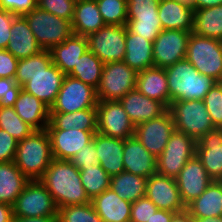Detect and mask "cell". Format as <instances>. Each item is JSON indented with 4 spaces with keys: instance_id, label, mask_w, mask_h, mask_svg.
Masks as SVG:
<instances>
[{
    "instance_id": "obj_21",
    "label": "cell",
    "mask_w": 222,
    "mask_h": 222,
    "mask_svg": "<svg viewBox=\"0 0 222 222\" xmlns=\"http://www.w3.org/2000/svg\"><path fill=\"white\" fill-rule=\"evenodd\" d=\"M119 101L135 126L162 115L168 109L162 102L150 99L137 89L129 91Z\"/></svg>"
},
{
    "instance_id": "obj_33",
    "label": "cell",
    "mask_w": 222,
    "mask_h": 222,
    "mask_svg": "<svg viewBox=\"0 0 222 222\" xmlns=\"http://www.w3.org/2000/svg\"><path fill=\"white\" fill-rule=\"evenodd\" d=\"M97 130V108H88L72 113H50L46 129Z\"/></svg>"
},
{
    "instance_id": "obj_40",
    "label": "cell",
    "mask_w": 222,
    "mask_h": 222,
    "mask_svg": "<svg viewBox=\"0 0 222 222\" xmlns=\"http://www.w3.org/2000/svg\"><path fill=\"white\" fill-rule=\"evenodd\" d=\"M57 222H103V220L90 202L58 208Z\"/></svg>"
},
{
    "instance_id": "obj_4",
    "label": "cell",
    "mask_w": 222,
    "mask_h": 222,
    "mask_svg": "<svg viewBox=\"0 0 222 222\" xmlns=\"http://www.w3.org/2000/svg\"><path fill=\"white\" fill-rule=\"evenodd\" d=\"M168 109L175 129L196 141L216 129L203 100L173 101Z\"/></svg>"
},
{
    "instance_id": "obj_28",
    "label": "cell",
    "mask_w": 222,
    "mask_h": 222,
    "mask_svg": "<svg viewBox=\"0 0 222 222\" xmlns=\"http://www.w3.org/2000/svg\"><path fill=\"white\" fill-rule=\"evenodd\" d=\"M152 47L153 42L140 35L129 32L126 28V54L123 61L130 68L140 72L147 68L154 67Z\"/></svg>"
},
{
    "instance_id": "obj_42",
    "label": "cell",
    "mask_w": 222,
    "mask_h": 222,
    "mask_svg": "<svg viewBox=\"0 0 222 222\" xmlns=\"http://www.w3.org/2000/svg\"><path fill=\"white\" fill-rule=\"evenodd\" d=\"M126 28L129 32L140 35L153 42L162 31L158 17H127Z\"/></svg>"
},
{
    "instance_id": "obj_52",
    "label": "cell",
    "mask_w": 222,
    "mask_h": 222,
    "mask_svg": "<svg viewBox=\"0 0 222 222\" xmlns=\"http://www.w3.org/2000/svg\"><path fill=\"white\" fill-rule=\"evenodd\" d=\"M16 15L0 9V49H6L11 36V25Z\"/></svg>"
},
{
    "instance_id": "obj_3",
    "label": "cell",
    "mask_w": 222,
    "mask_h": 222,
    "mask_svg": "<svg viewBox=\"0 0 222 222\" xmlns=\"http://www.w3.org/2000/svg\"><path fill=\"white\" fill-rule=\"evenodd\" d=\"M53 159L46 129L35 130L18 141L14 163L29 180H39Z\"/></svg>"
},
{
    "instance_id": "obj_57",
    "label": "cell",
    "mask_w": 222,
    "mask_h": 222,
    "mask_svg": "<svg viewBox=\"0 0 222 222\" xmlns=\"http://www.w3.org/2000/svg\"><path fill=\"white\" fill-rule=\"evenodd\" d=\"M197 10L222 5V0H196Z\"/></svg>"
},
{
    "instance_id": "obj_59",
    "label": "cell",
    "mask_w": 222,
    "mask_h": 222,
    "mask_svg": "<svg viewBox=\"0 0 222 222\" xmlns=\"http://www.w3.org/2000/svg\"><path fill=\"white\" fill-rule=\"evenodd\" d=\"M194 222H222V216L193 217Z\"/></svg>"
},
{
    "instance_id": "obj_5",
    "label": "cell",
    "mask_w": 222,
    "mask_h": 222,
    "mask_svg": "<svg viewBox=\"0 0 222 222\" xmlns=\"http://www.w3.org/2000/svg\"><path fill=\"white\" fill-rule=\"evenodd\" d=\"M186 59L202 75L222 81V41L191 32Z\"/></svg>"
},
{
    "instance_id": "obj_56",
    "label": "cell",
    "mask_w": 222,
    "mask_h": 222,
    "mask_svg": "<svg viewBox=\"0 0 222 222\" xmlns=\"http://www.w3.org/2000/svg\"><path fill=\"white\" fill-rule=\"evenodd\" d=\"M171 222H194L193 217L185 210L179 213H176Z\"/></svg>"
},
{
    "instance_id": "obj_6",
    "label": "cell",
    "mask_w": 222,
    "mask_h": 222,
    "mask_svg": "<svg viewBox=\"0 0 222 222\" xmlns=\"http://www.w3.org/2000/svg\"><path fill=\"white\" fill-rule=\"evenodd\" d=\"M43 50L50 51L73 34L72 22L36 7L23 15Z\"/></svg>"
},
{
    "instance_id": "obj_35",
    "label": "cell",
    "mask_w": 222,
    "mask_h": 222,
    "mask_svg": "<svg viewBox=\"0 0 222 222\" xmlns=\"http://www.w3.org/2000/svg\"><path fill=\"white\" fill-rule=\"evenodd\" d=\"M192 33L222 41V5L194 12Z\"/></svg>"
},
{
    "instance_id": "obj_15",
    "label": "cell",
    "mask_w": 222,
    "mask_h": 222,
    "mask_svg": "<svg viewBox=\"0 0 222 222\" xmlns=\"http://www.w3.org/2000/svg\"><path fill=\"white\" fill-rule=\"evenodd\" d=\"M212 181L197 155L189 159L176 178L185 207L199 197Z\"/></svg>"
},
{
    "instance_id": "obj_41",
    "label": "cell",
    "mask_w": 222,
    "mask_h": 222,
    "mask_svg": "<svg viewBox=\"0 0 222 222\" xmlns=\"http://www.w3.org/2000/svg\"><path fill=\"white\" fill-rule=\"evenodd\" d=\"M96 3L106 25H126L127 0H96Z\"/></svg>"
},
{
    "instance_id": "obj_36",
    "label": "cell",
    "mask_w": 222,
    "mask_h": 222,
    "mask_svg": "<svg viewBox=\"0 0 222 222\" xmlns=\"http://www.w3.org/2000/svg\"><path fill=\"white\" fill-rule=\"evenodd\" d=\"M104 63L91 51L87 50L80 58L69 76L97 89Z\"/></svg>"
},
{
    "instance_id": "obj_32",
    "label": "cell",
    "mask_w": 222,
    "mask_h": 222,
    "mask_svg": "<svg viewBox=\"0 0 222 222\" xmlns=\"http://www.w3.org/2000/svg\"><path fill=\"white\" fill-rule=\"evenodd\" d=\"M29 179L12 162L0 163V203L13 205Z\"/></svg>"
},
{
    "instance_id": "obj_53",
    "label": "cell",
    "mask_w": 222,
    "mask_h": 222,
    "mask_svg": "<svg viewBox=\"0 0 222 222\" xmlns=\"http://www.w3.org/2000/svg\"><path fill=\"white\" fill-rule=\"evenodd\" d=\"M58 216L20 217L13 216L12 222H57Z\"/></svg>"
},
{
    "instance_id": "obj_13",
    "label": "cell",
    "mask_w": 222,
    "mask_h": 222,
    "mask_svg": "<svg viewBox=\"0 0 222 222\" xmlns=\"http://www.w3.org/2000/svg\"><path fill=\"white\" fill-rule=\"evenodd\" d=\"M191 32L174 29L160 31L153 41L154 67L165 69L185 59Z\"/></svg>"
},
{
    "instance_id": "obj_47",
    "label": "cell",
    "mask_w": 222,
    "mask_h": 222,
    "mask_svg": "<svg viewBox=\"0 0 222 222\" xmlns=\"http://www.w3.org/2000/svg\"><path fill=\"white\" fill-rule=\"evenodd\" d=\"M21 89L15 79L0 78V106L13 107Z\"/></svg>"
},
{
    "instance_id": "obj_38",
    "label": "cell",
    "mask_w": 222,
    "mask_h": 222,
    "mask_svg": "<svg viewBox=\"0 0 222 222\" xmlns=\"http://www.w3.org/2000/svg\"><path fill=\"white\" fill-rule=\"evenodd\" d=\"M80 177L83 187L90 200L110 188V176L100 166L82 167Z\"/></svg>"
},
{
    "instance_id": "obj_22",
    "label": "cell",
    "mask_w": 222,
    "mask_h": 222,
    "mask_svg": "<svg viewBox=\"0 0 222 222\" xmlns=\"http://www.w3.org/2000/svg\"><path fill=\"white\" fill-rule=\"evenodd\" d=\"M96 154L100 166L110 177L116 176L124 171L123 147L124 140L111 138L96 132L93 136Z\"/></svg>"
},
{
    "instance_id": "obj_2",
    "label": "cell",
    "mask_w": 222,
    "mask_h": 222,
    "mask_svg": "<svg viewBox=\"0 0 222 222\" xmlns=\"http://www.w3.org/2000/svg\"><path fill=\"white\" fill-rule=\"evenodd\" d=\"M169 88V106L173 101L203 100L216 83L200 74L185 58L165 68Z\"/></svg>"
},
{
    "instance_id": "obj_39",
    "label": "cell",
    "mask_w": 222,
    "mask_h": 222,
    "mask_svg": "<svg viewBox=\"0 0 222 222\" xmlns=\"http://www.w3.org/2000/svg\"><path fill=\"white\" fill-rule=\"evenodd\" d=\"M0 129L7 131L17 141L29 136L35 129L24 122L15 112L14 107L0 106Z\"/></svg>"
},
{
    "instance_id": "obj_54",
    "label": "cell",
    "mask_w": 222,
    "mask_h": 222,
    "mask_svg": "<svg viewBox=\"0 0 222 222\" xmlns=\"http://www.w3.org/2000/svg\"><path fill=\"white\" fill-rule=\"evenodd\" d=\"M175 212L158 209L149 222H171Z\"/></svg>"
},
{
    "instance_id": "obj_55",
    "label": "cell",
    "mask_w": 222,
    "mask_h": 222,
    "mask_svg": "<svg viewBox=\"0 0 222 222\" xmlns=\"http://www.w3.org/2000/svg\"><path fill=\"white\" fill-rule=\"evenodd\" d=\"M14 216L12 206L0 203V222H12Z\"/></svg>"
},
{
    "instance_id": "obj_50",
    "label": "cell",
    "mask_w": 222,
    "mask_h": 222,
    "mask_svg": "<svg viewBox=\"0 0 222 222\" xmlns=\"http://www.w3.org/2000/svg\"><path fill=\"white\" fill-rule=\"evenodd\" d=\"M38 7V0H0V9L16 16L25 15Z\"/></svg>"
},
{
    "instance_id": "obj_12",
    "label": "cell",
    "mask_w": 222,
    "mask_h": 222,
    "mask_svg": "<svg viewBox=\"0 0 222 222\" xmlns=\"http://www.w3.org/2000/svg\"><path fill=\"white\" fill-rule=\"evenodd\" d=\"M96 108L98 133L123 140L134 135L135 125L120 101H98Z\"/></svg>"
},
{
    "instance_id": "obj_27",
    "label": "cell",
    "mask_w": 222,
    "mask_h": 222,
    "mask_svg": "<svg viewBox=\"0 0 222 222\" xmlns=\"http://www.w3.org/2000/svg\"><path fill=\"white\" fill-rule=\"evenodd\" d=\"M136 89L169 108L168 79L164 68L151 67L138 72Z\"/></svg>"
},
{
    "instance_id": "obj_31",
    "label": "cell",
    "mask_w": 222,
    "mask_h": 222,
    "mask_svg": "<svg viewBox=\"0 0 222 222\" xmlns=\"http://www.w3.org/2000/svg\"><path fill=\"white\" fill-rule=\"evenodd\" d=\"M192 217L222 216V181H212L207 189L186 206Z\"/></svg>"
},
{
    "instance_id": "obj_14",
    "label": "cell",
    "mask_w": 222,
    "mask_h": 222,
    "mask_svg": "<svg viewBox=\"0 0 222 222\" xmlns=\"http://www.w3.org/2000/svg\"><path fill=\"white\" fill-rule=\"evenodd\" d=\"M174 130V121L167 109L162 115L137 124L134 135L149 153L158 158Z\"/></svg>"
},
{
    "instance_id": "obj_43",
    "label": "cell",
    "mask_w": 222,
    "mask_h": 222,
    "mask_svg": "<svg viewBox=\"0 0 222 222\" xmlns=\"http://www.w3.org/2000/svg\"><path fill=\"white\" fill-rule=\"evenodd\" d=\"M203 101L214 127L222 129V81L213 85Z\"/></svg>"
},
{
    "instance_id": "obj_24",
    "label": "cell",
    "mask_w": 222,
    "mask_h": 222,
    "mask_svg": "<svg viewBox=\"0 0 222 222\" xmlns=\"http://www.w3.org/2000/svg\"><path fill=\"white\" fill-rule=\"evenodd\" d=\"M103 222H130L132 203L120 198L111 188L91 200Z\"/></svg>"
},
{
    "instance_id": "obj_18",
    "label": "cell",
    "mask_w": 222,
    "mask_h": 222,
    "mask_svg": "<svg viewBox=\"0 0 222 222\" xmlns=\"http://www.w3.org/2000/svg\"><path fill=\"white\" fill-rule=\"evenodd\" d=\"M64 77L65 74L52 63L45 71L33 75L22 85V89L51 108L62 86Z\"/></svg>"
},
{
    "instance_id": "obj_58",
    "label": "cell",
    "mask_w": 222,
    "mask_h": 222,
    "mask_svg": "<svg viewBox=\"0 0 222 222\" xmlns=\"http://www.w3.org/2000/svg\"><path fill=\"white\" fill-rule=\"evenodd\" d=\"M177 1L181 6L191 10L192 12L197 11V1L196 0H174Z\"/></svg>"
},
{
    "instance_id": "obj_10",
    "label": "cell",
    "mask_w": 222,
    "mask_h": 222,
    "mask_svg": "<svg viewBox=\"0 0 222 222\" xmlns=\"http://www.w3.org/2000/svg\"><path fill=\"white\" fill-rule=\"evenodd\" d=\"M98 104L96 89L81 80L65 75L50 113H72L94 108Z\"/></svg>"
},
{
    "instance_id": "obj_46",
    "label": "cell",
    "mask_w": 222,
    "mask_h": 222,
    "mask_svg": "<svg viewBox=\"0 0 222 222\" xmlns=\"http://www.w3.org/2000/svg\"><path fill=\"white\" fill-rule=\"evenodd\" d=\"M158 207L146 196L132 202L130 222H149Z\"/></svg>"
},
{
    "instance_id": "obj_1",
    "label": "cell",
    "mask_w": 222,
    "mask_h": 222,
    "mask_svg": "<svg viewBox=\"0 0 222 222\" xmlns=\"http://www.w3.org/2000/svg\"><path fill=\"white\" fill-rule=\"evenodd\" d=\"M39 181L52 195L57 208L90 203L80 170L69 160L53 159Z\"/></svg>"
},
{
    "instance_id": "obj_30",
    "label": "cell",
    "mask_w": 222,
    "mask_h": 222,
    "mask_svg": "<svg viewBox=\"0 0 222 222\" xmlns=\"http://www.w3.org/2000/svg\"><path fill=\"white\" fill-rule=\"evenodd\" d=\"M158 18L163 30H193L194 12L174 0H160Z\"/></svg>"
},
{
    "instance_id": "obj_25",
    "label": "cell",
    "mask_w": 222,
    "mask_h": 222,
    "mask_svg": "<svg viewBox=\"0 0 222 222\" xmlns=\"http://www.w3.org/2000/svg\"><path fill=\"white\" fill-rule=\"evenodd\" d=\"M13 107L18 116L35 130L47 128L50 108L32 94L21 89Z\"/></svg>"
},
{
    "instance_id": "obj_29",
    "label": "cell",
    "mask_w": 222,
    "mask_h": 222,
    "mask_svg": "<svg viewBox=\"0 0 222 222\" xmlns=\"http://www.w3.org/2000/svg\"><path fill=\"white\" fill-rule=\"evenodd\" d=\"M96 0H77L72 20L73 34L87 36L104 27Z\"/></svg>"
},
{
    "instance_id": "obj_37",
    "label": "cell",
    "mask_w": 222,
    "mask_h": 222,
    "mask_svg": "<svg viewBox=\"0 0 222 222\" xmlns=\"http://www.w3.org/2000/svg\"><path fill=\"white\" fill-rule=\"evenodd\" d=\"M50 51L42 50L28 58L19 59L17 63L15 81L22 86L33 75L45 71L52 64Z\"/></svg>"
},
{
    "instance_id": "obj_7",
    "label": "cell",
    "mask_w": 222,
    "mask_h": 222,
    "mask_svg": "<svg viewBox=\"0 0 222 222\" xmlns=\"http://www.w3.org/2000/svg\"><path fill=\"white\" fill-rule=\"evenodd\" d=\"M137 75L124 61L105 63L96 89L98 101H119L136 89Z\"/></svg>"
},
{
    "instance_id": "obj_9",
    "label": "cell",
    "mask_w": 222,
    "mask_h": 222,
    "mask_svg": "<svg viewBox=\"0 0 222 222\" xmlns=\"http://www.w3.org/2000/svg\"><path fill=\"white\" fill-rule=\"evenodd\" d=\"M14 216H58L52 195L39 180H29L12 205Z\"/></svg>"
},
{
    "instance_id": "obj_45",
    "label": "cell",
    "mask_w": 222,
    "mask_h": 222,
    "mask_svg": "<svg viewBox=\"0 0 222 222\" xmlns=\"http://www.w3.org/2000/svg\"><path fill=\"white\" fill-rule=\"evenodd\" d=\"M160 0H127V17H158Z\"/></svg>"
},
{
    "instance_id": "obj_23",
    "label": "cell",
    "mask_w": 222,
    "mask_h": 222,
    "mask_svg": "<svg viewBox=\"0 0 222 222\" xmlns=\"http://www.w3.org/2000/svg\"><path fill=\"white\" fill-rule=\"evenodd\" d=\"M10 33L11 36L6 50L11 52L18 60L28 58L43 50L36 41L24 16L14 17Z\"/></svg>"
},
{
    "instance_id": "obj_19",
    "label": "cell",
    "mask_w": 222,
    "mask_h": 222,
    "mask_svg": "<svg viewBox=\"0 0 222 222\" xmlns=\"http://www.w3.org/2000/svg\"><path fill=\"white\" fill-rule=\"evenodd\" d=\"M196 155L213 181H222V129L203 135L196 145Z\"/></svg>"
},
{
    "instance_id": "obj_20",
    "label": "cell",
    "mask_w": 222,
    "mask_h": 222,
    "mask_svg": "<svg viewBox=\"0 0 222 222\" xmlns=\"http://www.w3.org/2000/svg\"><path fill=\"white\" fill-rule=\"evenodd\" d=\"M124 171L149 178L157 172V158L139 142L135 135L124 140Z\"/></svg>"
},
{
    "instance_id": "obj_51",
    "label": "cell",
    "mask_w": 222,
    "mask_h": 222,
    "mask_svg": "<svg viewBox=\"0 0 222 222\" xmlns=\"http://www.w3.org/2000/svg\"><path fill=\"white\" fill-rule=\"evenodd\" d=\"M18 59L8 50L0 49V78L14 79Z\"/></svg>"
},
{
    "instance_id": "obj_44",
    "label": "cell",
    "mask_w": 222,
    "mask_h": 222,
    "mask_svg": "<svg viewBox=\"0 0 222 222\" xmlns=\"http://www.w3.org/2000/svg\"><path fill=\"white\" fill-rule=\"evenodd\" d=\"M76 1L77 0H38V7L59 18L72 22Z\"/></svg>"
},
{
    "instance_id": "obj_49",
    "label": "cell",
    "mask_w": 222,
    "mask_h": 222,
    "mask_svg": "<svg viewBox=\"0 0 222 222\" xmlns=\"http://www.w3.org/2000/svg\"><path fill=\"white\" fill-rule=\"evenodd\" d=\"M18 141L7 131L0 129V163L15 159Z\"/></svg>"
},
{
    "instance_id": "obj_8",
    "label": "cell",
    "mask_w": 222,
    "mask_h": 222,
    "mask_svg": "<svg viewBox=\"0 0 222 222\" xmlns=\"http://www.w3.org/2000/svg\"><path fill=\"white\" fill-rule=\"evenodd\" d=\"M197 141L183 132L174 130L157 158V174L176 179L189 159L196 155Z\"/></svg>"
},
{
    "instance_id": "obj_34",
    "label": "cell",
    "mask_w": 222,
    "mask_h": 222,
    "mask_svg": "<svg viewBox=\"0 0 222 222\" xmlns=\"http://www.w3.org/2000/svg\"><path fill=\"white\" fill-rule=\"evenodd\" d=\"M148 178L126 171L110 177V188L125 201L135 202L146 195Z\"/></svg>"
},
{
    "instance_id": "obj_16",
    "label": "cell",
    "mask_w": 222,
    "mask_h": 222,
    "mask_svg": "<svg viewBox=\"0 0 222 222\" xmlns=\"http://www.w3.org/2000/svg\"><path fill=\"white\" fill-rule=\"evenodd\" d=\"M161 210L179 213L186 210L180 198L176 179L159 174L147 180L146 195Z\"/></svg>"
},
{
    "instance_id": "obj_48",
    "label": "cell",
    "mask_w": 222,
    "mask_h": 222,
    "mask_svg": "<svg viewBox=\"0 0 222 222\" xmlns=\"http://www.w3.org/2000/svg\"><path fill=\"white\" fill-rule=\"evenodd\" d=\"M70 162L79 170L82 167H90L91 164L94 166L100 165L93 139L87 145L82 147L81 150L72 157Z\"/></svg>"
},
{
    "instance_id": "obj_11",
    "label": "cell",
    "mask_w": 222,
    "mask_h": 222,
    "mask_svg": "<svg viewBox=\"0 0 222 222\" xmlns=\"http://www.w3.org/2000/svg\"><path fill=\"white\" fill-rule=\"evenodd\" d=\"M88 50L104 64L123 61L126 54V26L105 25L98 31L86 36Z\"/></svg>"
},
{
    "instance_id": "obj_17",
    "label": "cell",
    "mask_w": 222,
    "mask_h": 222,
    "mask_svg": "<svg viewBox=\"0 0 222 222\" xmlns=\"http://www.w3.org/2000/svg\"><path fill=\"white\" fill-rule=\"evenodd\" d=\"M51 143L54 159L71 160L72 157L87 145L97 130L80 129H46Z\"/></svg>"
},
{
    "instance_id": "obj_26",
    "label": "cell",
    "mask_w": 222,
    "mask_h": 222,
    "mask_svg": "<svg viewBox=\"0 0 222 222\" xmlns=\"http://www.w3.org/2000/svg\"><path fill=\"white\" fill-rule=\"evenodd\" d=\"M88 50L86 36L72 34L63 43L50 50L52 62L65 75H68L79 58Z\"/></svg>"
}]
</instances>
